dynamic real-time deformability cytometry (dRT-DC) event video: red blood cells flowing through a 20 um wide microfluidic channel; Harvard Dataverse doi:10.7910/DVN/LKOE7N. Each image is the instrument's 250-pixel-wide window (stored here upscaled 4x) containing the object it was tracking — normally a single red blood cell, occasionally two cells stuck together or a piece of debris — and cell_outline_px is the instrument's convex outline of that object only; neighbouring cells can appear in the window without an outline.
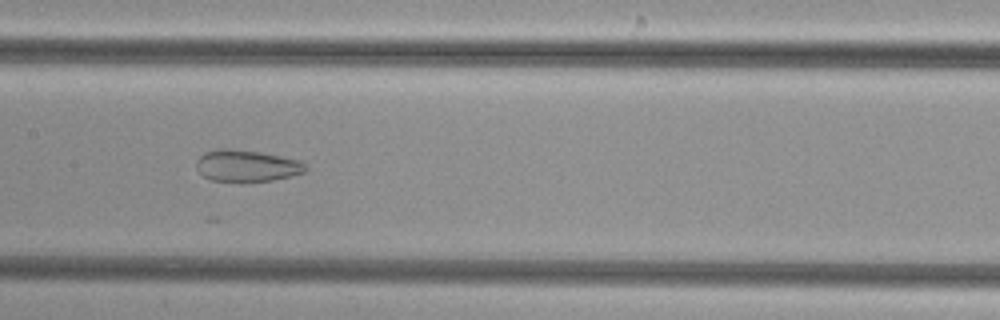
{"species": "common noctule bat (a hibernating species)", "species_latin": "Nyctalus noctula", "temperature_condition": "cold", "stored_images_in_passage": 50, "camera_frame_rate_fps": 3000, "um_per_image_px": 0.085, "animal": {"sex": "female", "body_mass_g": 29.2, "forearm_length_mm": 56.3}, "frame": {"image": 1, "passage_image": 25, "time_ms": 8.0, "image_size_px": [1000, 320], "cell_outline_px": [[308, 168], [304, 172], [272, 180], [212, 180], [204, 176], [196, 168], [196, 160], [204, 152], [216, 148], [228, 148], [260, 152], [300, 160]], "centroid_in_image_um": [20.94, 14.05], "position_along_channel_um": 186.5, "area_um2": 19.77}}
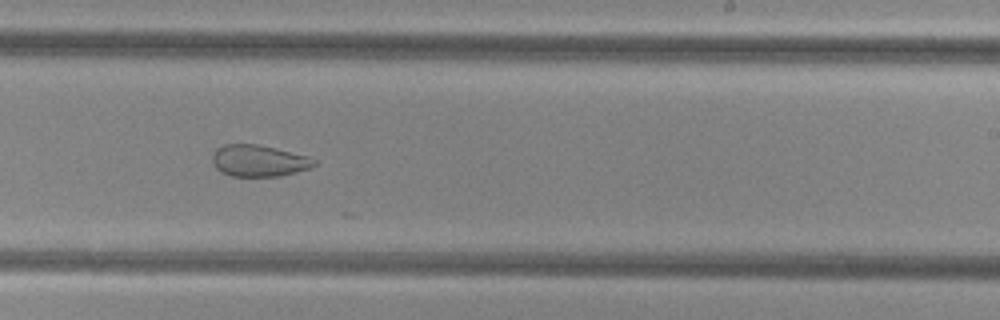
{"frame": {"image": 2, "passage_image": 31, "time_ms": 10.0, "image_size_px": [1000, 320], "cell_outline_px": [[316, 164], [312, 168], [280, 176], [232, 176], [220, 172], [212, 164], [212, 156], [216, 148], [224, 144], [256, 144], [276, 148], [308, 156], [316, 160]], "centroid_in_image_um": [21.99, 13.66], "position_along_channel_um": 267.0, "area_um2": 18.9}}
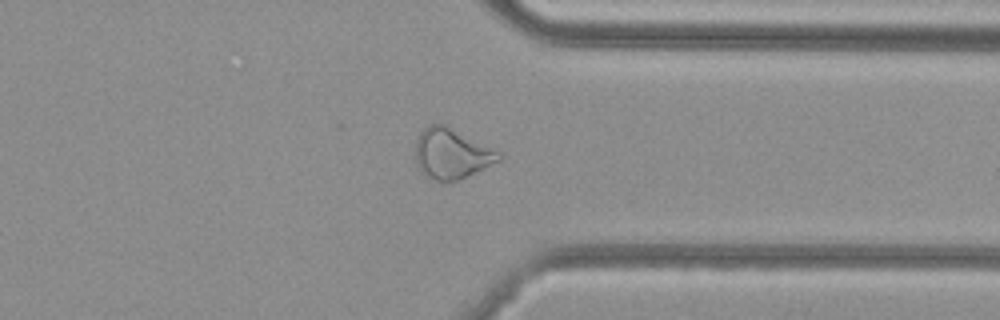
{"frame": {"image": 3, "passage_image": 39, "time_ms": 12.667, "image_size_px": [1000, 320], "cell_outline_px": [[504, 156], [500, 160], [456, 180], [444, 184], [428, 176], [420, 168], [416, 160], [416, 140], [420, 132], [428, 124], [444, 124], [500, 152]], "centroid_in_image_um": [38.37, 13.05], "position_along_channel_um": 373.0, "area_um2": 23.93}}